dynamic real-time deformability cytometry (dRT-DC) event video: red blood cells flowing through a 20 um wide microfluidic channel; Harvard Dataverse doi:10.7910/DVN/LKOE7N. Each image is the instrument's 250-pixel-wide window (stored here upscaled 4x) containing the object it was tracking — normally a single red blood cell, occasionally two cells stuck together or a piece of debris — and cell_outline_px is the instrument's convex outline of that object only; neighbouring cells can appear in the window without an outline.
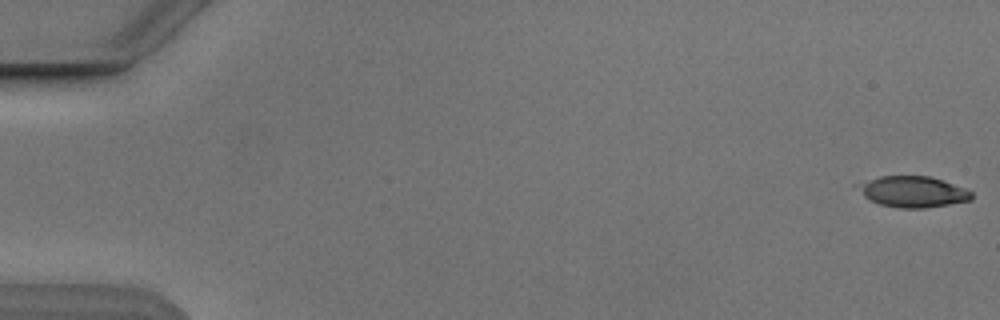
{"species": "Egyptian fruit bat (a non-hibernating species)", "species_latin": "Rousettus aegyptiacus", "temperature_condition": "cold", "stored_images_in_passage": 5, "camera_frame_rate_fps": 3000, "um_per_image_px": 0.085, "animal": {"sex": "male"}, "frame": {"image": 1, "passage_image": 1, "time_ms": 0.0, "image_size_px": [1000, 320], "cell_outline_px": [[972, 200], [924, 208], [900, 208], [880, 204], [864, 196], [852, 184], [880, 176], [928, 176], [968, 188], [972, 192]], "centroid_in_image_um": [77.57, 16.28], "position_along_channel_um": 7.4, "area_um2": 20.63}}